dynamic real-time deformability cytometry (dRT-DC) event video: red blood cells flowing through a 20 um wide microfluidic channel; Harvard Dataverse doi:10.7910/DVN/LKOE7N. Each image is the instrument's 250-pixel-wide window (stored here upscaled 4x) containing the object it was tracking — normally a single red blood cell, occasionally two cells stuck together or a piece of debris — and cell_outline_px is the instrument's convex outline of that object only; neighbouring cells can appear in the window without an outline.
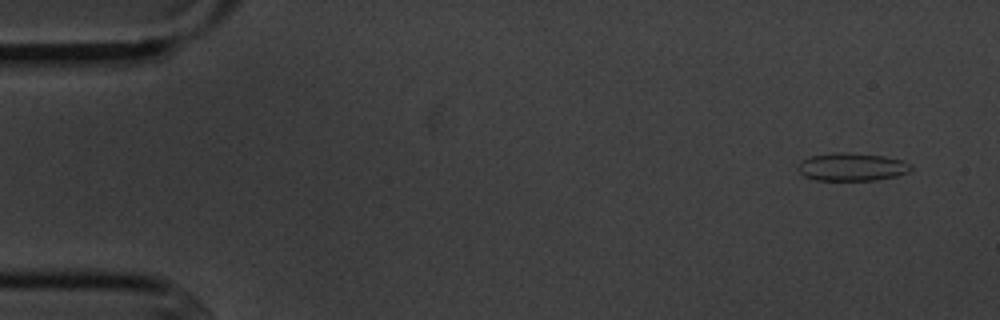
{"species": "common noctule bat (a hibernating species)", "species_latin": "Nyctalus noctula", "temperature_condition": "cold", "stored_images_in_passage": 5, "camera_frame_rate_fps": 3000, "um_per_image_px": 0.085, "animal": {"sex": "male", "body_mass_g": 20.1, "forearm_length_mm": 53.5}, "frame": {"image": 1, "passage_image": 5, "time_ms": 5.333, "image_size_px": [1000, 320], "cell_outline_px": [[912, 168], [908, 172], [896, 176], [876, 180], [816, 180], [804, 176], [796, 168], [800, 160], [808, 156], [832, 152], [852, 152], [884, 156], [900, 160], [912, 164]], "centroid_in_image_um": [72.36, 14.17], "position_along_channel_um": 12.6, "area_um2": 18.67}}